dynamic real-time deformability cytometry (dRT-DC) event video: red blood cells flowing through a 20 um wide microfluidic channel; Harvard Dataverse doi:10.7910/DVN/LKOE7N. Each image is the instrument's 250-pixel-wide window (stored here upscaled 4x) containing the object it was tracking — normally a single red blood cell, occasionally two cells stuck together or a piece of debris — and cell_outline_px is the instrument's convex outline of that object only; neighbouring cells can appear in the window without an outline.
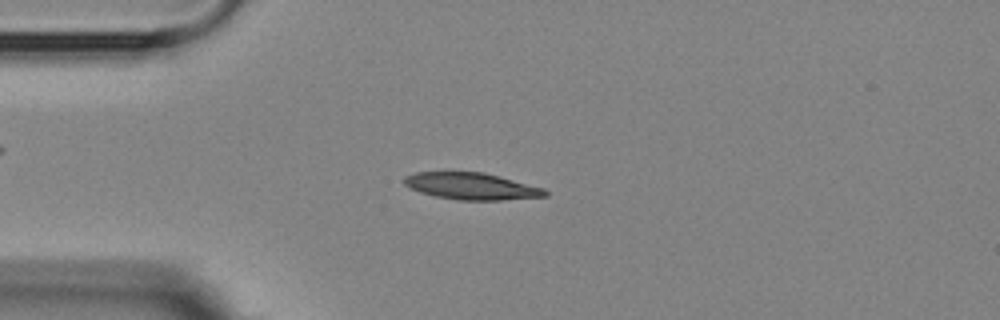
{"species": "Egyptian fruit bat (a non-hibernating species)", "species_latin": "Rousettus aegyptiacus", "temperature_condition": "room temperature", "stored_images_in_passage": 4, "camera_frame_rate_fps": 3000, "um_per_image_px": 0.085, "animal": {"sex": "female"}, "frame": {"image": 1, "passage_image": 2, "time_ms": 2.0, "image_size_px": [1000, 320], "cell_outline_px": [[548, 196], [500, 200], [456, 200], [436, 196], [420, 192], [404, 184], [404, 176], [416, 172], [484, 172], [500, 176], [544, 188], [548, 192]], "centroid_in_image_um": [40.09, 15.82], "position_along_channel_um": 44.9, "area_um2": 21.96}}
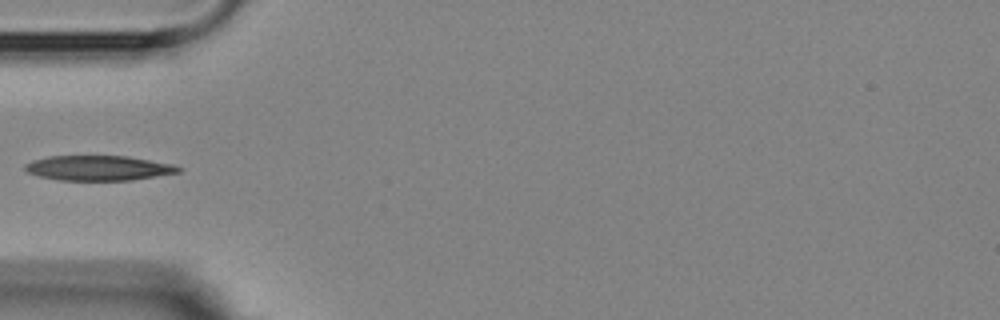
{"frame": {"image": 2, "passage_image": 3, "time_ms": 3.333, "image_size_px": [1000, 320], "cell_outline_px": [[180, 172], [132, 180], [60, 180], [40, 176], [28, 172], [24, 168], [24, 164], [32, 160], [48, 156], [128, 156], [172, 164], [180, 168]], "centroid_in_image_um": [8.34, 14.28], "position_along_channel_um": 76.7, "area_um2": 22.14}}
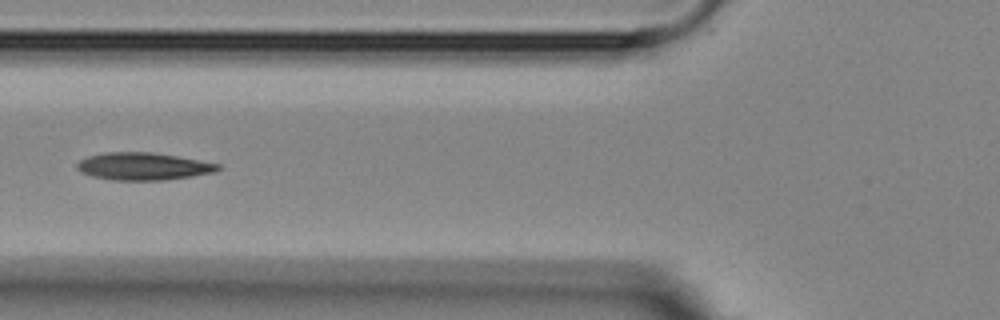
{"frame": {"image": 3, "passage_image": 4, "time_ms": 4.333, "image_size_px": [1000, 320], "cell_outline_px": [[220, 168], [216, 172], [192, 176], [164, 180], [112, 180], [92, 176], [80, 172], [76, 168], [76, 164], [80, 160], [88, 156], [108, 152], [152, 152], [176, 156], [220, 164]], "centroid_in_image_um": [12.16, 14.14], "position_along_channel_um": 113.6, "area_um2": 22.48}}